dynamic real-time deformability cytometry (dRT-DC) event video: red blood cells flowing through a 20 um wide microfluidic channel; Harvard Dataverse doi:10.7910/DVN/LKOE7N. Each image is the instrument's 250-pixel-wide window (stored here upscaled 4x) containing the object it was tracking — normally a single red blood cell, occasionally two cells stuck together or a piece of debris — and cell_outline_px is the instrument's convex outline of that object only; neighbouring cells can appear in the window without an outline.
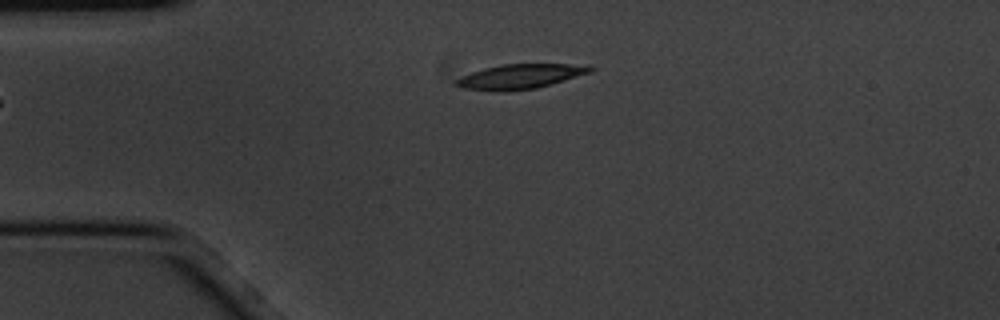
{"species": "common noctule bat (a hibernating species)", "species_latin": "Nyctalus noctula", "temperature_condition": "cold", "stored_images_in_passage": 4, "camera_frame_rate_fps": 3000, "um_per_image_px": 0.085, "animal": {"sex": "male", "body_mass_g": 20.1, "forearm_length_mm": 53.5}, "frame": {"image": 1, "passage_image": 4, "time_ms": 1.0, "image_size_px": [1000, 320], "cell_outline_px": [[596, 68], [592, 72], [536, 88], [508, 92], [492, 92], [460, 88], [456, 84], [456, 80], [460, 76], [484, 68], [504, 64], [588, 64]], "centroid_in_image_um": [44.22, 6.51], "position_along_channel_um": 40.8, "area_um2": 19.59}}